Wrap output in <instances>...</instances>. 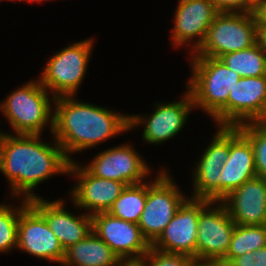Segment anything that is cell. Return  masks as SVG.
Returning a JSON list of instances; mask_svg holds the SVG:
<instances>
[{
  "instance_id": "cell-33",
  "label": "cell",
  "mask_w": 266,
  "mask_h": 266,
  "mask_svg": "<svg viewBox=\"0 0 266 266\" xmlns=\"http://www.w3.org/2000/svg\"><path fill=\"white\" fill-rule=\"evenodd\" d=\"M263 52L266 55V28H258V40Z\"/></svg>"
},
{
  "instance_id": "cell-2",
  "label": "cell",
  "mask_w": 266,
  "mask_h": 266,
  "mask_svg": "<svg viewBox=\"0 0 266 266\" xmlns=\"http://www.w3.org/2000/svg\"><path fill=\"white\" fill-rule=\"evenodd\" d=\"M40 134H0V170L8 177L15 194L25 193L26 200L38 196L33 187L54 173H67L70 161L61 146L39 142ZM30 192V193H29Z\"/></svg>"
},
{
  "instance_id": "cell-12",
  "label": "cell",
  "mask_w": 266,
  "mask_h": 266,
  "mask_svg": "<svg viewBox=\"0 0 266 266\" xmlns=\"http://www.w3.org/2000/svg\"><path fill=\"white\" fill-rule=\"evenodd\" d=\"M244 120L266 122V75L241 77L228 97V126L237 127Z\"/></svg>"
},
{
  "instance_id": "cell-17",
  "label": "cell",
  "mask_w": 266,
  "mask_h": 266,
  "mask_svg": "<svg viewBox=\"0 0 266 266\" xmlns=\"http://www.w3.org/2000/svg\"><path fill=\"white\" fill-rule=\"evenodd\" d=\"M221 202L236 225H266L265 178L255 177L246 181Z\"/></svg>"
},
{
  "instance_id": "cell-32",
  "label": "cell",
  "mask_w": 266,
  "mask_h": 266,
  "mask_svg": "<svg viewBox=\"0 0 266 266\" xmlns=\"http://www.w3.org/2000/svg\"><path fill=\"white\" fill-rule=\"evenodd\" d=\"M128 260V261H127ZM125 262L120 260L115 266H145V258L141 259H127Z\"/></svg>"
},
{
  "instance_id": "cell-15",
  "label": "cell",
  "mask_w": 266,
  "mask_h": 266,
  "mask_svg": "<svg viewBox=\"0 0 266 266\" xmlns=\"http://www.w3.org/2000/svg\"><path fill=\"white\" fill-rule=\"evenodd\" d=\"M255 177L257 175L252 144L238 127L229 126V157L219 178L220 200Z\"/></svg>"
},
{
  "instance_id": "cell-31",
  "label": "cell",
  "mask_w": 266,
  "mask_h": 266,
  "mask_svg": "<svg viewBox=\"0 0 266 266\" xmlns=\"http://www.w3.org/2000/svg\"><path fill=\"white\" fill-rule=\"evenodd\" d=\"M188 266H226L220 259L192 258Z\"/></svg>"
},
{
  "instance_id": "cell-30",
  "label": "cell",
  "mask_w": 266,
  "mask_h": 266,
  "mask_svg": "<svg viewBox=\"0 0 266 266\" xmlns=\"http://www.w3.org/2000/svg\"><path fill=\"white\" fill-rule=\"evenodd\" d=\"M253 15L258 28H266V0H257Z\"/></svg>"
},
{
  "instance_id": "cell-13",
  "label": "cell",
  "mask_w": 266,
  "mask_h": 266,
  "mask_svg": "<svg viewBox=\"0 0 266 266\" xmlns=\"http://www.w3.org/2000/svg\"><path fill=\"white\" fill-rule=\"evenodd\" d=\"M229 157V126H222L200 159L195 172L196 199L220 200V176Z\"/></svg>"
},
{
  "instance_id": "cell-6",
  "label": "cell",
  "mask_w": 266,
  "mask_h": 266,
  "mask_svg": "<svg viewBox=\"0 0 266 266\" xmlns=\"http://www.w3.org/2000/svg\"><path fill=\"white\" fill-rule=\"evenodd\" d=\"M152 185L146 183V203L138 226L152 245L163 233L176 211L185 201L166 172H161Z\"/></svg>"
},
{
  "instance_id": "cell-9",
  "label": "cell",
  "mask_w": 266,
  "mask_h": 266,
  "mask_svg": "<svg viewBox=\"0 0 266 266\" xmlns=\"http://www.w3.org/2000/svg\"><path fill=\"white\" fill-rule=\"evenodd\" d=\"M91 216L92 231L113 250L120 260H126L125 258L129 255L128 259H141L149 251L151 245L143 237L138 224L114 217L109 212Z\"/></svg>"
},
{
  "instance_id": "cell-26",
  "label": "cell",
  "mask_w": 266,
  "mask_h": 266,
  "mask_svg": "<svg viewBox=\"0 0 266 266\" xmlns=\"http://www.w3.org/2000/svg\"><path fill=\"white\" fill-rule=\"evenodd\" d=\"M24 206L20 210L14 211L11 207L0 205V252L10 250L17 246V230L20 212L29 204V200H24ZM16 215V216H15Z\"/></svg>"
},
{
  "instance_id": "cell-4",
  "label": "cell",
  "mask_w": 266,
  "mask_h": 266,
  "mask_svg": "<svg viewBox=\"0 0 266 266\" xmlns=\"http://www.w3.org/2000/svg\"><path fill=\"white\" fill-rule=\"evenodd\" d=\"M258 26L253 14L219 13L203 44L194 57L219 58L224 54L245 50L257 43Z\"/></svg>"
},
{
  "instance_id": "cell-1",
  "label": "cell",
  "mask_w": 266,
  "mask_h": 266,
  "mask_svg": "<svg viewBox=\"0 0 266 266\" xmlns=\"http://www.w3.org/2000/svg\"><path fill=\"white\" fill-rule=\"evenodd\" d=\"M54 98L57 107L50 120L51 129L70 162L67 152L82 151L144 122L138 116H122L98 106L75 102L70 96Z\"/></svg>"
},
{
  "instance_id": "cell-5",
  "label": "cell",
  "mask_w": 266,
  "mask_h": 266,
  "mask_svg": "<svg viewBox=\"0 0 266 266\" xmlns=\"http://www.w3.org/2000/svg\"><path fill=\"white\" fill-rule=\"evenodd\" d=\"M49 102L40 81L29 82L8 96L0 107L17 134H40L51 116Z\"/></svg>"
},
{
  "instance_id": "cell-16",
  "label": "cell",
  "mask_w": 266,
  "mask_h": 266,
  "mask_svg": "<svg viewBox=\"0 0 266 266\" xmlns=\"http://www.w3.org/2000/svg\"><path fill=\"white\" fill-rule=\"evenodd\" d=\"M70 172L80 178L73 191L74 202L80 207L92 210L91 215L108 212L127 186L122 182L96 177L86 168L80 169L73 161L68 167V173Z\"/></svg>"
},
{
  "instance_id": "cell-19",
  "label": "cell",
  "mask_w": 266,
  "mask_h": 266,
  "mask_svg": "<svg viewBox=\"0 0 266 266\" xmlns=\"http://www.w3.org/2000/svg\"><path fill=\"white\" fill-rule=\"evenodd\" d=\"M218 14L212 0H180L175 15L174 44L181 45L198 35L200 40L195 45L197 50Z\"/></svg>"
},
{
  "instance_id": "cell-7",
  "label": "cell",
  "mask_w": 266,
  "mask_h": 266,
  "mask_svg": "<svg viewBox=\"0 0 266 266\" xmlns=\"http://www.w3.org/2000/svg\"><path fill=\"white\" fill-rule=\"evenodd\" d=\"M92 43V39L85 40L53 56L48 61L40 83L54 90V96H73L84 77Z\"/></svg>"
},
{
  "instance_id": "cell-18",
  "label": "cell",
  "mask_w": 266,
  "mask_h": 266,
  "mask_svg": "<svg viewBox=\"0 0 266 266\" xmlns=\"http://www.w3.org/2000/svg\"><path fill=\"white\" fill-rule=\"evenodd\" d=\"M29 203L46 219L64 250L85 239L92 232V216L74 217L63 209L62 201L46 202L39 197Z\"/></svg>"
},
{
  "instance_id": "cell-23",
  "label": "cell",
  "mask_w": 266,
  "mask_h": 266,
  "mask_svg": "<svg viewBox=\"0 0 266 266\" xmlns=\"http://www.w3.org/2000/svg\"><path fill=\"white\" fill-rule=\"evenodd\" d=\"M263 247H266V225H236L222 261L227 265L233 258Z\"/></svg>"
},
{
  "instance_id": "cell-3",
  "label": "cell",
  "mask_w": 266,
  "mask_h": 266,
  "mask_svg": "<svg viewBox=\"0 0 266 266\" xmlns=\"http://www.w3.org/2000/svg\"><path fill=\"white\" fill-rule=\"evenodd\" d=\"M193 79L188 84L194 106H200L221 126H228V97L241 76L219 58L194 57Z\"/></svg>"
},
{
  "instance_id": "cell-24",
  "label": "cell",
  "mask_w": 266,
  "mask_h": 266,
  "mask_svg": "<svg viewBox=\"0 0 266 266\" xmlns=\"http://www.w3.org/2000/svg\"><path fill=\"white\" fill-rule=\"evenodd\" d=\"M146 203V184L126 186L108 211L112 216L138 224Z\"/></svg>"
},
{
  "instance_id": "cell-27",
  "label": "cell",
  "mask_w": 266,
  "mask_h": 266,
  "mask_svg": "<svg viewBox=\"0 0 266 266\" xmlns=\"http://www.w3.org/2000/svg\"><path fill=\"white\" fill-rule=\"evenodd\" d=\"M150 259V265L145 266H188L192 257L182 253L166 252L150 246L143 257Z\"/></svg>"
},
{
  "instance_id": "cell-11",
  "label": "cell",
  "mask_w": 266,
  "mask_h": 266,
  "mask_svg": "<svg viewBox=\"0 0 266 266\" xmlns=\"http://www.w3.org/2000/svg\"><path fill=\"white\" fill-rule=\"evenodd\" d=\"M206 208L199 213L196 258L222 260L229 250L236 224L224 203L211 210Z\"/></svg>"
},
{
  "instance_id": "cell-21",
  "label": "cell",
  "mask_w": 266,
  "mask_h": 266,
  "mask_svg": "<svg viewBox=\"0 0 266 266\" xmlns=\"http://www.w3.org/2000/svg\"><path fill=\"white\" fill-rule=\"evenodd\" d=\"M120 259L93 231L83 240L65 250L64 265L114 266Z\"/></svg>"
},
{
  "instance_id": "cell-10",
  "label": "cell",
  "mask_w": 266,
  "mask_h": 266,
  "mask_svg": "<svg viewBox=\"0 0 266 266\" xmlns=\"http://www.w3.org/2000/svg\"><path fill=\"white\" fill-rule=\"evenodd\" d=\"M50 261L63 262L65 250L49 228L46 219L29 203L21 212L17 248Z\"/></svg>"
},
{
  "instance_id": "cell-20",
  "label": "cell",
  "mask_w": 266,
  "mask_h": 266,
  "mask_svg": "<svg viewBox=\"0 0 266 266\" xmlns=\"http://www.w3.org/2000/svg\"><path fill=\"white\" fill-rule=\"evenodd\" d=\"M193 106L189 91L180 102L159 104L145 127L144 139L147 142L160 143L175 136L185 124L188 112Z\"/></svg>"
},
{
  "instance_id": "cell-22",
  "label": "cell",
  "mask_w": 266,
  "mask_h": 266,
  "mask_svg": "<svg viewBox=\"0 0 266 266\" xmlns=\"http://www.w3.org/2000/svg\"><path fill=\"white\" fill-rule=\"evenodd\" d=\"M219 59L241 77L266 75V55L258 42L248 49L224 54Z\"/></svg>"
},
{
  "instance_id": "cell-25",
  "label": "cell",
  "mask_w": 266,
  "mask_h": 266,
  "mask_svg": "<svg viewBox=\"0 0 266 266\" xmlns=\"http://www.w3.org/2000/svg\"><path fill=\"white\" fill-rule=\"evenodd\" d=\"M237 127L252 144L257 177L266 179V122H247Z\"/></svg>"
},
{
  "instance_id": "cell-14",
  "label": "cell",
  "mask_w": 266,
  "mask_h": 266,
  "mask_svg": "<svg viewBox=\"0 0 266 266\" xmlns=\"http://www.w3.org/2000/svg\"><path fill=\"white\" fill-rule=\"evenodd\" d=\"M86 169L96 177L129 185L142 183L149 169L139 155L127 145L100 153Z\"/></svg>"
},
{
  "instance_id": "cell-29",
  "label": "cell",
  "mask_w": 266,
  "mask_h": 266,
  "mask_svg": "<svg viewBox=\"0 0 266 266\" xmlns=\"http://www.w3.org/2000/svg\"><path fill=\"white\" fill-rule=\"evenodd\" d=\"M226 266H266V247L235 257Z\"/></svg>"
},
{
  "instance_id": "cell-28",
  "label": "cell",
  "mask_w": 266,
  "mask_h": 266,
  "mask_svg": "<svg viewBox=\"0 0 266 266\" xmlns=\"http://www.w3.org/2000/svg\"><path fill=\"white\" fill-rule=\"evenodd\" d=\"M219 13H240L253 14L257 5V0H212ZM237 10V11H234Z\"/></svg>"
},
{
  "instance_id": "cell-8",
  "label": "cell",
  "mask_w": 266,
  "mask_h": 266,
  "mask_svg": "<svg viewBox=\"0 0 266 266\" xmlns=\"http://www.w3.org/2000/svg\"><path fill=\"white\" fill-rule=\"evenodd\" d=\"M211 204L213 201L206 199L185 200L151 246L162 251L182 253L196 258L199 213L205 206Z\"/></svg>"
}]
</instances>
